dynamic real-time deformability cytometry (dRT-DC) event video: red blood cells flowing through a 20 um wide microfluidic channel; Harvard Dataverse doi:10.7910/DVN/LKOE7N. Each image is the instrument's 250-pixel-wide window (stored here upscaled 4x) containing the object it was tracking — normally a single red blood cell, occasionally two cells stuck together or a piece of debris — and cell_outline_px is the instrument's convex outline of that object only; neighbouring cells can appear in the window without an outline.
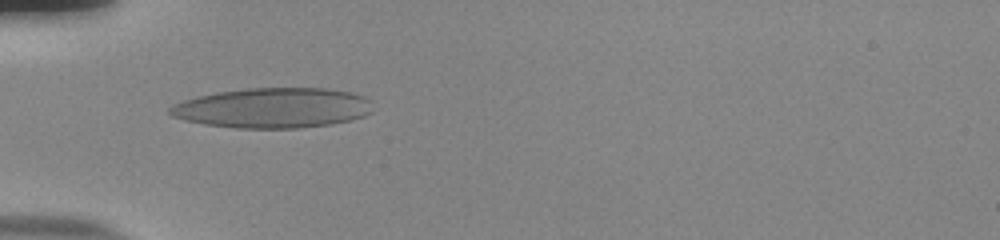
{"species": "human", "species_latin": "Homo sapiens", "temperature_condition": "room temperature", "stored_images_in_passage": 33, "camera_frame_rate_fps": 3000, "um_per_image_px": 0.085, "donor": {"sex": "male"}, "frame": {"image": 1, "passage_image": 1, "time_ms": 0.0, "image_size_px": [1000, 240], "cell_outline_px": [[372, 112], [364, 116], [352, 120], [332, 124], [300, 128], [236, 128], [204, 124], [184, 120], [172, 116], [168, 112], [168, 108], [172, 104], [196, 96], [216, 92], [244, 88], [324, 88], [352, 92], [364, 96], [372, 100]], "centroid_in_image_um": [23.21, 9.17], "position_along_channel_um": 61.8, "area_um2": 47.97}}
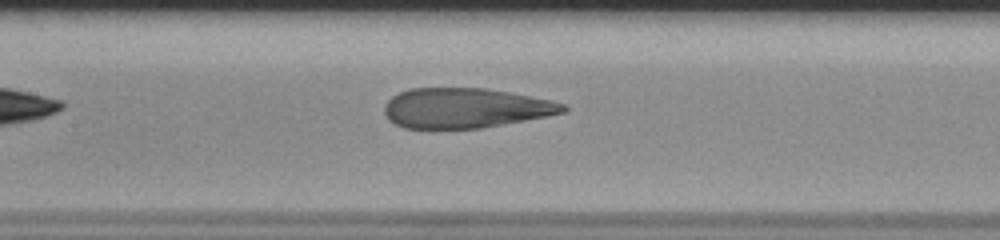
{"frame": {"image": 2, "passage_image": 10, "time_ms": 3.0, "image_size_px": [1000, 240], "cell_outline_px": [[568, 108], [564, 112], [524, 120], [480, 128], [404, 128], [388, 120], [384, 112], [384, 104], [392, 96], [408, 88], [488, 88], [552, 100], [564, 104]], "centroid_in_image_um": [39.51, 9.17], "position_along_channel_um": 167.9, "area_um2": 41.44}}
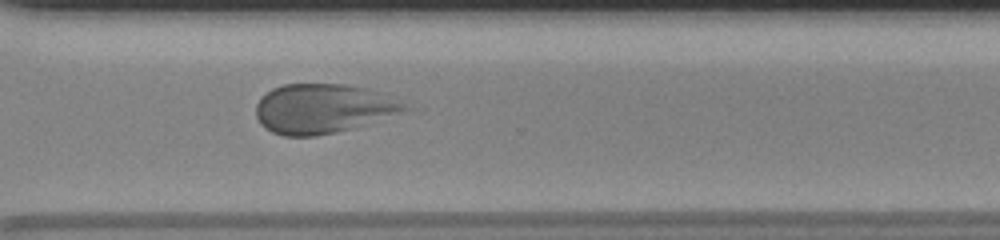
{"frame": {"image": 3, "passage_image": 24, "time_ms": 7.667, "image_size_px": [1000, 240], "cell_outline_px": [[412, 108], [352, 128], [336, 132], [316, 136], [284, 136], [272, 132], [264, 128], [260, 124], [256, 116], [256, 104], [272, 88], [284, 84], [344, 84], [368, 88], [404, 104]], "centroid_in_image_um": [27.38, 9.24], "position_along_channel_um": 343.2, "area_um2": 42.25}, "authors_computed_cell_mechanics": {"area_um2": 43.1766, "velocity_mm_per_s": 3.7589, "shape_relaxation_time_tau1_ms": null, "shape_relaxation_time_tau2_ms": 1.0255, "deformation_change_tau1": null, "deformation_change_tau2": 0.0993}}